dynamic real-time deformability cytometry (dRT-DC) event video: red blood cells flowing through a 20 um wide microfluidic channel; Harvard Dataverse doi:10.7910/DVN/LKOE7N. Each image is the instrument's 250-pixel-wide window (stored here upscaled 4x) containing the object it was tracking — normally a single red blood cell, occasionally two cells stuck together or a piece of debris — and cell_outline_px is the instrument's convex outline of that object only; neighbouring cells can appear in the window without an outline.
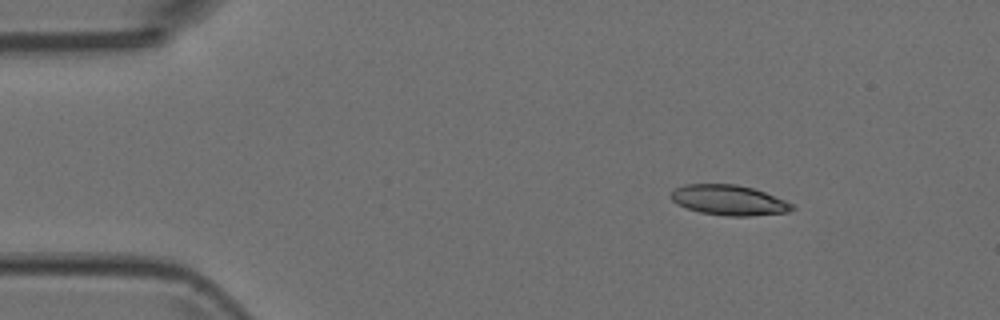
{"species": "Egyptian fruit bat (a non-hibernating species)", "species_latin": "Rousettus aegyptiacus", "temperature_condition": "room temperature", "stored_images_in_passage": 3, "camera_frame_rate_fps": 3000, "um_per_image_px": 0.085, "animal": {"sex": "female"}, "frame": {"image": 1, "passage_image": 1, "time_ms": 0.0, "image_size_px": [1000, 320], "cell_outline_px": [[796, 208], [788, 212], [748, 216], [728, 216], [700, 212], [676, 204], [668, 196], [676, 188], [684, 184], [736, 184], [752, 188], [764, 192], [784, 200], [792, 204]], "centroid_in_image_um": [61.93, 17.01], "position_along_channel_um": 23.1, "area_um2": 21.21}}